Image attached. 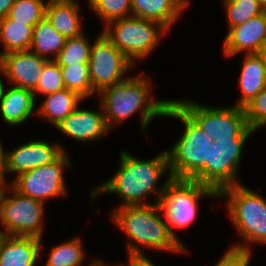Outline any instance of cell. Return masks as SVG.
<instances>
[{
    "mask_svg": "<svg viewBox=\"0 0 266 266\" xmlns=\"http://www.w3.org/2000/svg\"><path fill=\"white\" fill-rule=\"evenodd\" d=\"M217 197L212 188L191 179L171 178L161 194L157 205L168 226L169 232L185 247L174 232L175 228H184L192 224L198 212L197 201L202 197Z\"/></svg>",
    "mask_w": 266,
    "mask_h": 266,
    "instance_id": "obj_6",
    "label": "cell"
},
{
    "mask_svg": "<svg viewBox=\"0 0 266 266\" xmlns=\"http://www.w3.org/2000/svg\"><path fill=\"white\" fill-rule=\"evenodd\" d=\"M111 219L129 238L128 253H143L139 245L160 251L188 252L169 232L157 204L118 207Z\"/></svg>",
    "mask_w": 266,
    "mask_h": 266,
    "instance_id": "obj_3",
    "label": "cell"
},
{
    "mask_svg": "<svg viewBox=\"0 0 266 266\" xmlns=\"http://www.w3.org/2000/svg\"><path fill=\"white\" fill-rule=\"evenodd\" d=\"M8 16L15 21L35 26L46 16V5L37 0H15Z\"/></svg>",
    "mask_w": 266,
    "mask_h": 266,
    "instance_id": "obj_30",
    "label": "cell"
},
{
    "mask_svg": "<svg viewBox=\"0 0 266 266\" xmlns=\"http://www.w3.org/2000/svg\"><path fill=\"white\" fill-rule=\"evenodd\" d=\"M81 100L83 98L79 94L64 88L55 93L47 94L36 114L56 127L71 112L78 108Z\"/></svg>",
    "mask_w": 266,
    "mask_h": 266,
    "instance_id": "obj_21",
    "label": "cell"
},
{
    "mask_svg": "<svg viewBox=\"0 0 266 266\" xmlns=\"http://www.w3.org/2000/svg\"><path fill=\"white\" fill-rule=\"evenodd\" d=\"M5 236H6V234L2 230H0V246H1Z\"/></svg>",
    "mask_w": 266,
    "mask_h": 266,
    "instance_id": "obj_43",
    "label": "cell"
},
{
    "mask_svg": "<svg viewBox=\"0 0 266 266\" xmlns=\"http://www.w3.org/2000/svg\"><path fill=\"white\" fill-rule=\"evenodd\" d=\"M266 45V11L238 26L229 28L224 39L223 53L234 56L258 53Z\"/></svg>",
    "mask_w": 266,
    "mask_h": 266,
    "instance_id": "obj_15",
    "label": "cell"
},
{
    "mask_svg": "<svg viewBox=\"0 0 266 266\" xmlns=\"http://www.w3.org/2000/svg\"><path fill=\"white\" fill-rule=\"evenodd\" d=\"M41 239L6 235L0 246V266H35Z\"/></svg>",
    "mask_w": 266,
    "mask_h": 266,
    "instance_id": "obj_17",
    "label": "cell"
},
{
    "mask_svg": "<svg viewBox=\"0 0 266 266\" xmlns=\"http://www.w3.org/2000/svg\"><path fill=\"white\" fill-rule=\"evenodd\" d=\"M258 55L263 61V65L266 67V45L258 52Z\"/></svg>",
    "mask_w": 266,
    "mask_h": 266,
    "instance_id": "obj_39",
    "label": "cell"
},
{
    "mask_svg": "<svg viewBox=\"0 0 266 266\" xmlns=\"http://www.w3.org/2000/svg\"><path fill=\"white\" fill-rule=\"evenodd\" d=\"M10 194L5 190L0 202V222L3 232L9 236L36 237L42 239L45 204L20 194L10 184Z\"/></svg>",
    "mask_w": 266,
    "mask_h": 266,
    "instance_id": "obj_10",
    "label": "cell"
},
{
    "mask_svg": "<svg viewBox=\"0 0 266 266\" xmlns=\"http://www.w3.org/2000/svg\"><path fill=\"white\" fill-rule=\"evenodd\" d=\"M5 181V178H0V202L5 190L9 191V185Z\"/></svg>",
    "mask_w": 266,
    "mask_h": 266,
    "instance_id": "obj_37",
    "label": "cell"
},
{
    "mask_svg": "<svg viewBox=\"0 0 266 266\" xmlns=\"http://www.w3.org/2000/svg\"><path fill=\"white\" fill-rule=\"evenodd\" d=\"M168 172L167 180L157 187L163 174ZM167 152L163 151L153 159H138L126 150L120 153L119 170L110 179H106L91 192L92 201L100 193H117L121 196V206L157 204L164 192L167 182L171 179ZM159 189V190H158ZM154 194L155 201L143 203L146 196Z\"/></svg>",
    "mask_w": 266,
    "mask_h": 266,
    "instance_id": "obj_1",
    "label": "cell"
},
{
    "mask_svg": "<svg viewBox=\"0 0 266 266\" xmlns=\"http://www.w3.org/2000/svg\"><path fill=\"white\" fill-rule=\"evenodd\" d=\"M132 16L159 22L167 30L189 5V0H131Z\"/></svg>",
    "mask_w": 266,
    "mask_h": 266,
    "instance_id": "obj_18",
    "label": "cell"
},
{
    "mask_svg": "<svg viewBox=\"0 0 266 266\" xmlns=\"http://www.w3.org/2000/svg\"><path fill=\"white\" fill-rule=\"evenodd\" d=\"M204 132L214 140L248 138L254 130L247 124L242 107H212L191 100H173Z\"/></svg>",
    "mask_w": 266,
    "mask_h": 266,
    "instance_id": "obj_8",
    "label": "cell"
},
{
    "mask_svg": "<svg viewBox=\"0 0 266 266\" xmlns=\"http://www.w3.org/2000/svg\"><path fill=\"white\" fill-rule=\"evenodd\" d=\"M89 266H111V265L105 264L104 261L96 259L93 262H91V264H89ZM112 266H125V265L124 264H117V265H112Z\"/></svg>",
    "mask_w": 266,
    "mask_h": 266,
    "instance_id": "obj_38",
    "label": "cell"
},
{
    "mask_svg": "<svg viewBox=\"0 0 266 266\" xmlns=\"http://www.w3.org/2000/svg\"><path fill=\"white\" fill-rule=\"evenodd\" d=\"M79 5L73 2H55L46 6V17L53 28L66 38L77 37L82 33Z\"/></svg>",
    "mask_w": 266,
    "mask_h": 266,
    "instance_id": "obj_22",
    "label": "cell"
},
{
    "mask_svg": "<svg viewBox=\"0 0 266 266\" xmlns=\"http://www.w3.org/2000/svg\"><path fill=\"white\" fill-rule=\"evenodd\" d=\"M65 88L60 66L54 61L49 60L43 67L41 77L36 87L32 90L43 95L55 93Z\"/></svg>",
    "mask_w": 266,
    "mask_h": 266,
    "instance_id": "obj_31",
    "label": "cell"
},
{
    "mask_svg": "<svg viewBox=\"0 0 266 266\" xmlns=\"http://www.w3.org/2000/svg\"><path fill=\"white\" fill-rule=\"evenodd\" d=\"M14 2L15 0H0V19L8 16Z\"/></svg>",
    "mask_w": 266,
    "mask_h": 266,
    "instance_id": "obj_35",
    "label": "cell"
},
{
    "mask_svg": "<svg viewBox=\"0 0 266 266\" xmlns=\"http://www.w3.org/2000/svg\"><path fill=\"white\" fill-rule=\"evenodd\" d=\"M65 88L86 98L95 91L89 77V64L60 66Z\"/></svg>",
    "mask_w": 266,
    "mask_h": 266,
    "instance_id": "obj_27",
    "label": "cell"
},
{
    "mask_svg": "<svg viewBox=\"0 0 266 266\" xmlns=\"http://www.w3.org/2000/svg\"><path fill=\"white\" fill-rule=\"evenodd\" d=\"M103 29L102 33L134 65L154 51L160 36L168 32L159 22L134 16L113 20Z\"/></svg>",
    "mask_w": 266,
    "mask_h": 266,
    "instance_id": "obj_7",
    "label": "cell"
},
{
    "mask_svg": "<svg viewBox=\"0 0 266 266\" xmlns=\"http://www.w3.org/2000/svg\"><path fill=\"white\" fill-rule=\"evenodd\" d=\"M2 57H3V52L0 53V64H1V61H2Z\"/></svg>",
    "mask_w": 266,
    "mask_h": 266,
    "instance_id": "obj_45",
    "label": "cell"
},
{
    "mask_svg": "<svg viewBox=\"0 0 266 266\" xmlns=\"http://www.w3.org/2000/svg\"><path fill=\"white\" fill-rule=\"evenodd\" d=\"M218 197H227L228 214L245 241L232 247L252 251L248 243L266 244V199L242 184L223 189Z\"/></svg>",
    "mask_w": 266,
    "mask_h": 266,
    "instance_id": "obj_5",
    "label": "cell"
},
{
    "mask_svg": "<svg viewBox=\"0 0 266 266\" xmlns=\"http://www.w3.org/2000/svg\"><path fill=\"white\" fill-rule=\"evenodd\" d=\"M88 64L92 88L97 94L126 79L125 73L134 66L102 32L92 44Z\"/></svg>",
    "mask_w": 266,
    "mask_h": 266,
    "instance_id": "obj_12",
    "label": "cell"
},
{
    "mask_svg": "<svg viewBox=\"0 0 266 266\" xmlns=\"http://www.w3.org/2000/svg\"><path fill=\"white\" fill-rule=\"evenodd\" d=\"M128 76L113 86L102 89L98 94L103 115L109 129L140 111V127L143 132L152 118L165 117L173 100H154L151 96L150 78L147 75Z\"/></svg>",
    "mask_w": 266,
    "mask_h": 266,
    "instance_id": "obj_2",
    "label": "cell"
},
{
    "mask_svg": "<svg viewBox=\"0 0 266 266\" xmlns=\"http://www.w3.org/2000/svg\"><path fill=\"white\" fill-rule=\"evenodd\" d=\"M4 93H5V86L2 79L0 78V100L3 97Z\"/></svg>",
    "mask_w": 266,
    "mask_h": 266,
    "instance_id": "obj_40",
    "label": "cell"
},
{
    "mask_svg": "<svg viewBox=\"0 0 266 266\" xmlns=\"http://www.w3.org/2000/svg\"><path fill=\"white\" fill-rule=\"evenodd\" d=\"M241 75L238 78L241 96L234 106L244 107L266 88V67L258 53L244 55Z\"/></svg>",
    "mask_w": 266,
    "mask_h": 266,
    "instance_id": "obj_20",
    "label": "cell"
},
{
    "mask_svg": "<svg viewBox=\"0 0 266 266\" xmlns=\"http://www.w3.org/2000/svg\"><path fill=\"white\" fill-rule=\"evenodd\" d=\"M66 40L67 38L56 31L45 16L33 26V36L29 50L47 60H55L64 47Z\"/></svg>",
    "mask_w": 266,
    "mask_h": 266,
    "instance_id": "obj_23",
    "label": "cell"
},
{
    "mask_svg": "<svg viewBox=\"0 0 266 266\" xmlns=\"http://www.w3.org/2000/svg\"><path fill=\"white\" fill-rule=\"evenodd\" d=\"M71 167L70 159L64 151L52 163L23 172L10 185L20 194L45 202L52 197L66 194L64 168Z\"/></svg>",
    "mask_w": 266,
    "mask_h": 266,
    "instance_id": "obj_11",
    "label": "cell"
},
{
    "mask_svg": "<svg viewBox=\"0 0 266 266\" xmlns=\"http://www.w3.org/2000/svg\"><path fill=\"white\" fill-rule=\"evenodd\" d=\"M128 266H155L144 253H128Z\"/></svg>",
    "mask_w": 266,
    "mask_h": 266,
    "instance_id": "obj_34",
    "label": "cell"
},
{
    "mask_svg": "<svg viewBox=\"0 0 266 266\" xmlns=\"http://www.w3.org/2000/svg\"><path fill=\"white\" fill-rule=\"evenodd\" d=\"M58 1H61V2H73V3H77L76 0H58ZM90 0H88L89 2Z\"/></svg>",
    "mask_w": 266,
    "mask_h": 266,
    "instance_id": "obj_44",
    "label": "cell"
},
{
    "mask_svg": "<svg viewBox=\"0 0 266 266\" xmlns=\"http://www.w3.org/2000/svg\"><path fill=\"white\" fill-rule=\"evenodd\" d=\"M257 1L259 2L263 10L266 11V0H257Z\"/></svg>",
    "mask_w": 266,
    "mask_h": 266,
    "instance_id": "obj_42",
    "label": "cell"
},
{
    "mask_svg": "<svg viewBox=\"0 0 266 266\" xmlns=\"http://www.w3.org/2000/svg\"><path fill=\"white\" fill-rule=\"evenodd\" d=\"M56 128L80 142L98 140L110 130L105 121L103 111L79 108L71 112Z\"/></svg>",
    "mask_w": 266,
    "mask_h": 266,
    "instance_id": "obj_16",
    "label": "cell"
},
{
    "mask_svg": "<svg viewBox=\"0 0 266 266\" xmlns=\"http://www.w3.org/2000/svg\"><path fill=\"white\" fill-rule=\"evenodd\" d=\"M64 152L60 145H50L42 140H31L8 152L5 151V173L17 175L47 165Z\"/></svg>",
    "mask_w": 266,
    "mask_h": 266,
    "instance_id": "obj_13",
    "label": "cell"
},
{
    "mask_svg": "<svg viewBox=\"0 0 266 266\" xmlns=\"http://www.w3.org/2000/svg\"><path fill=\"white\" fill-rule=\"evenodd\" d=\"M35 100L32 90L12 85L0 100V111L4 122L11 126L26 122L34 112Z\"/></svg>",
    "mask_w": 266,
    "mask_h": 266,
    "instance_id": "obj_19",
    "label": "cell"
},
{
    "mask_svg": "<svg viewBox=\"0 0 266 266\" xmlns=\"http://www.w3.org/2000/svg\"><path fill=\"white\" fill-rule=\"evenodd\" d=\"M48 61L30 50L9 52L3 54L0 72L7 76L15 87L33 90Z\"/></svg>",
    "mask_w": 266,
    "mask_h": 266,
    "instance_id": "obj_14",
    "label": "cell"
},
{
    "mask_svg": "<svg viewBox=\"0 0 266 266\" xmlns=\"http://www.w3.org/2000/svg\"><path fill=\"white\" fill-rule=\"evenodd\" d=\"M228 28L243 24L264 12L257 0H223Z\"/></svg>",
    "mask_w": 266,
    "mask_h": 266,
    "instance_id": "obj_28",
    "label": "cell"
},
{
    "mask_svg": "<svg viewBox=\"0 0 266 266\" xmlns=\"http://www.w3.org/2000/svg\"><path fill=\"white\" fill-rule=\"evenodd\" d=\"M32 36L33 26L15 21L9 16L0 19V43L5 50L3 54L29 50Z\"/></svg>",
    "mask_w": 266,
    "mask_h": 266,
    "instance_id": "obj_24",
    "label": "cell"
},
{
    "mask_svg": "<svg viewBox=\"0 0 266 266\" xmlns=\"http://www.w3.org/2000/svg\"><path fill=\"white\" fill-rule=\"evenodd\" d=\"M49 253L45 266H81L85 257L79 237L53 247Z\"/></svg>",
    "mask_w": 266,
    "mask_h": 266,
    "instance_id": "obj_26",
    "label": "cell"
},
{
    "mask_svg": "<svg viewBox=\"0 0 266 266\" xmlns=\"http://www.w3.org/2000/svg\"><path fill=\"white\" fill-rule=\"evenodd\" d=\"M251 256V251L229 247L214 266H249Z\"/></svg>",
    "mask_w": 266,
    "mask_h": 266,
    "instance_id": "obj_33",
    "label": "cell"
},
{
    "mask_svg": "<svg viewBox=\"0 0 266 266\" xmlns=\"http://www.w3.org/2000/svg\"><path fill=\"white\" fill-rule=\"evenodd\" d=\"M165 117H174L185 127L173 148L166 151L170 175L175 179H192L209 161L210 144L214 139L209 138L174 101L169 104Z\"/></svg>",
    "mask_w": 266,
    "mask_h": 266,
    "instance_id": "obj_4",
    "label": "cell"
},
{
    "mask_svg": "<svg viewBox=\"0 0 266 266\" xmlns=\"http://www.w3.org/2000/svg\"><path fill=\"white\" fill-rule=\"evenodd\" d=\"M247 124L256 131L266 125V88L244 107Z\"/></svg>",
    "mask_w": 266,
    "mask_h": 266,
    "instance_id": "obj_32",
    "label": "cell"
},
{
    "mask_svg": "<svg viewBox=\"0 0 266 266\" xmlns=\"http://www.w3.org/2000/svg\"><path fill=\"white\" fill-rule=\"evenodd\" d=\"M247 138H220L210 144L209 161L191 179L214 189L218 194L225 188L239 185L238 167Z\"/></svg>",
    "mask_w": 266,
    "mask_h": 266,
    "instance_id": "obj_9",
    "label": "cell"
},
{
    "mask_svg": "<svg viewBox=\"0 0 266 266\" xmlns=\"http://www.w3.org/2000/svg\"><path fill=\"white\" fill-rule=\"evenodd\" d=\"M5 152L0 141V178H5Z\"/></svg>",
    "mask_w": 266,
    "mask_h": 266,
    "instance_id": "obj_36",
    "label": "cell"
},
{
    "mask_svg": "<svg viewBox=\"0 0 266 266\" xmlns=\"http://www.w3.org/2000/svg\"><path fill=\"white\" fill-rule=\"evenodd\" d=\"M91 47L92 44L84 33L77 37L67 38L64 47L54 61L59 66L88 64Z\"/></svg>",
    "mask_w": 266,
    "mask_h": 266,
    "instance_id": "obj_25",
    "label": "cell"
},
{
    "mask_svg": "<svg viewBox=\"0 0 266 266\" xmlns=\"http://www.w3.org/2000/svg\"><path fill=\"white\" fill-rule=\"evenodd\" d=\"M37 1L45 4L46 6L51 5V4L55 3V2H58V0H47V3H45L44 0H37Z\"/></svg>",
    "mask_w": 266,
    "mask_h": 266,
    "instance_id": "obj_41",
    "label": "cell"
},
{
    "mask_svg": "<svg viewBox=\"0 0 266 266\" xmlns=\"http://www.w3.org/2000/svg\"><path fill=\"white\" fill-rule=\"evenodd\" d=\"M90 9L105 23L132 16L131 0H90Z\"/></svg>",
    "mask_w": 266,
    "mask_h": 266,
    "instance_id": "obj_29",
    "label": "cell"
}]
</instances>
